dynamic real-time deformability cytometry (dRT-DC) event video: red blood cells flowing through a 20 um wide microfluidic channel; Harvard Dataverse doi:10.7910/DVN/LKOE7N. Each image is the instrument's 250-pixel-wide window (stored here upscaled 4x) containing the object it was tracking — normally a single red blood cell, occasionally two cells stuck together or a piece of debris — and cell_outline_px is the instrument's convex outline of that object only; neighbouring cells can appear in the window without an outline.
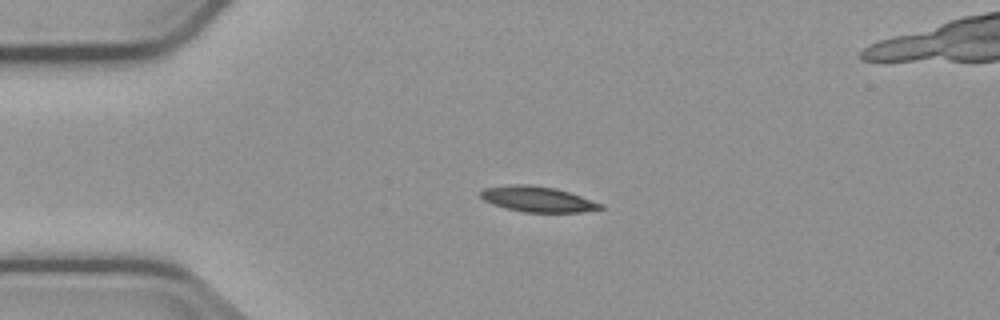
{"species": "common noctule bat (a hibernating species)", "species_latin": "Nyctalus noctula", "temperature_condition": "cold", "stored_images_in_passage": 3, "camera_frame_rate_fps": 3000, "um_per_image_px": 0.085, "animal": {"sex": "male", "body_mass_g": 23.1, "forearm_length_mm": 52.7}, "frame": {"image": 1, "passage_image": 2, "time_ms": 1.333, "image_size_px": [1000, 320], "cell_outline_px": [[604, 208], [580, 212], [524, 212], [492, 204], [484, 200], [480, 196], [480, 192], [484, 188], [508, 184], [528, 184], [556, 188], [604, 204]], "centroid_in_image_um": [45.68, 16.92], "position_along_channel_um": 39.3, "area_um2": 17.74}}